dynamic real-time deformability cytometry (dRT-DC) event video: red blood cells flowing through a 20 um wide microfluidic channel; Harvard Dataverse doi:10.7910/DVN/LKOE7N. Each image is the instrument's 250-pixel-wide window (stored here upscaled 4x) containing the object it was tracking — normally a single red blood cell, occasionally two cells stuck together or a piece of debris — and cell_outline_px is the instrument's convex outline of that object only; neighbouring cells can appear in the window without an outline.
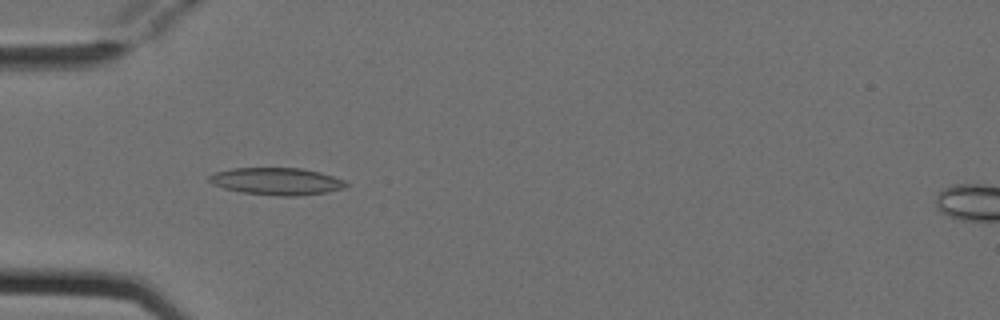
{"species": "Egyptian fruit bat (a non-hibernating species)", "species_latin": "Rousettus aegyptiacus", "temperature_condition": "cold", "stored_images_in_passage": 4, "camera_frame_rate_fps": 3000, "um_per_image_px": 0.085, "animal": {"sex": "female"}, "frame": {"image": 1, "passage_image": 4, "time_ms": 1.0, "image_size_px": [1000, 320], "cell_outline_px": [[348, 184], [344, 188], [328, 192], [296, 196], [280, 196], [240, 192], [224, 188], [212, 184], [208, 180], [208, 176], [216, 172], [232, 168], [300, 168], [320, 172], [344, 180]], "centroid_in_image_um": [23.51, 15.41], "position_along_channel_um": 61.5, "area_um2": 21.68}}